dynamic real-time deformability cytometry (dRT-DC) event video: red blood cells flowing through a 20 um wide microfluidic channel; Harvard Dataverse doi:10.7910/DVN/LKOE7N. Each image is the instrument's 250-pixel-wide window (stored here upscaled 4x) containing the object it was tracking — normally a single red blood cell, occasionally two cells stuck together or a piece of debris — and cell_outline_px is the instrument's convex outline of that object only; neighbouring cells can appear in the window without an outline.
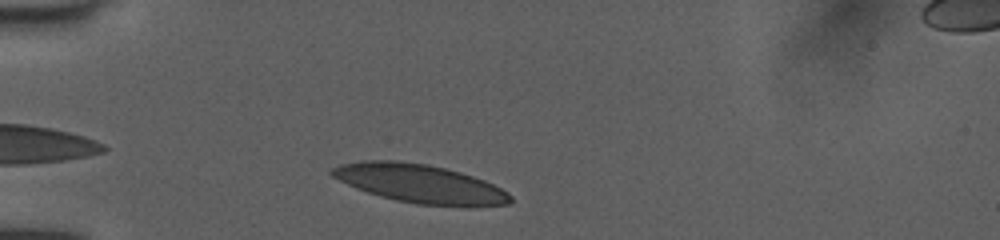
{"species": "human", "species_latin": "Homo sapiens", "temperature_condition": "room temperature", "stored_images_in_passage": 30, "camera_frame_rate_fps": 3000, "um_per_image_px": 0.085, "donor": {"sex": "female"}, "frame": {"image": 1, "passage_image": 2, "time_ms": 0.333, "image_size_px": [1000, 240], "cell_outline_px": [[512, 204], [416, 204], [396, 200], [380, 196], [356, 188], [332, 176], [328, 172], [332, 168], [340, 164], [360, 160], [396, 160], [428, 164], [460, 172], [484, 180], [508, 192], [512, 196]], "centroid_in_image_um": [35.61, 15.56], "position_along_channel_um": 49.4, "area_um2": 39.25}}
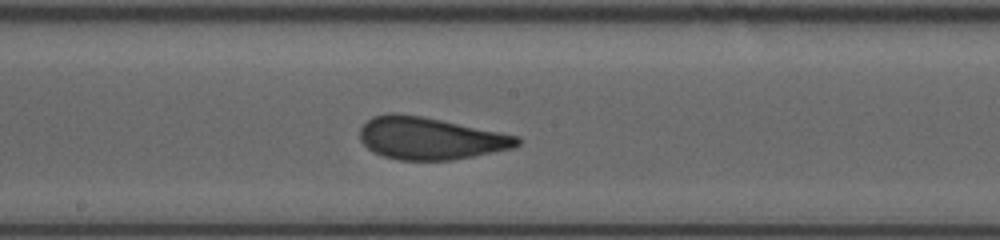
{"frame": {"image": 2, "passage_image": 16, "time_ms": 5.0, "image_size_px": [1000, 240], "cell_outline_px": [[520, 144], [512, 148], [452, 160], [400, 160], [384, 156], [372, 152], [360, 140], [360, 128], [372, 116], [388, 112], [396, 112], [420, 116], [520, 136]], "centroid_in_image_um": [36.53, 11.75], "position_along_channel_um": 211.7, "area_um2": 38.55}}
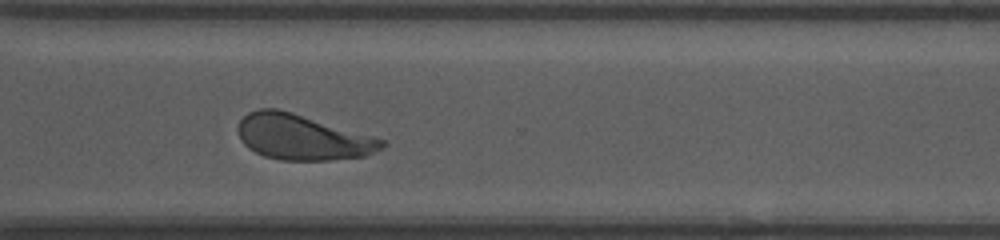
{"frame": {"image": 3, "passage_image": 26, "time_ms": 8.333, "image_size_px": [1000, 240], "cell_outline_px": [[384, 148], [364, 156], [328, 160], [280, 160], [264, 156], [248, 148], [240, 140], [236, 128], [240, 120], [248, 112], [260, 108], [276, 108], [292, 112], [372, 136], [384, 140]], "centroid_in_image_um": [25.64, 11.66], "position_along_channel_um": 345.0, "area_um2": 37.92}, "authors_computed_cell_mechanics": {"area_um2": 38.6104, "velocity_mm_per_s": 4.0109, "shape_relaxation_time_tau1_ms": 3.79, "shape_relaxation_time_tau2_ms": null, "deformation_change_tau1": 0.1436, "deformation_change_tau2": null}}